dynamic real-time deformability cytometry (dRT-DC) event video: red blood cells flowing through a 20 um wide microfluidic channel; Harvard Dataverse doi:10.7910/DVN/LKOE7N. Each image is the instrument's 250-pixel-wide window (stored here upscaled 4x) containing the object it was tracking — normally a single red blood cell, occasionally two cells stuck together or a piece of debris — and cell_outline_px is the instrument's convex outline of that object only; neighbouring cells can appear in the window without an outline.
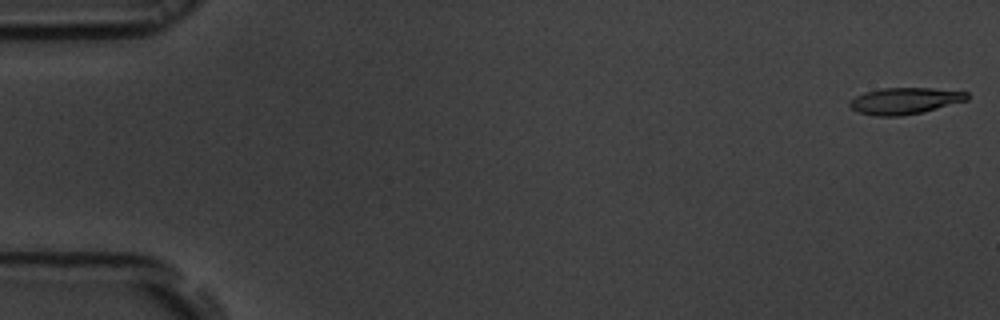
{"species": "common noctule bat (a hibernating species)", "species_latin": "Nyctalus noctula", "temperature_condition": "room temperature", "stored_images_in_passage": 55, "camera_frame_rate_fps": 3000, "um_per_image_px": 0.085, "animal": {"sex": "male", "body_mass_g": 19.5, "forearm_length_mm": 54.6}, "frame": {"image": 1, "passage_image": 1, "time_ms": 0.0, "image_size_px": [1000, 320], "cell_outline_px": [[968, 100], [920, 112], [900, 116], [876, 116], [860, 112], [852, 108], [848, 104], [856, 96], [864, 92], [884, 88], [932, 88], [968, 92]], "centroid_in_image_um": [76.91, 8.56], "position_along_channel_um": 8.1, "area_um2": 17.8}}
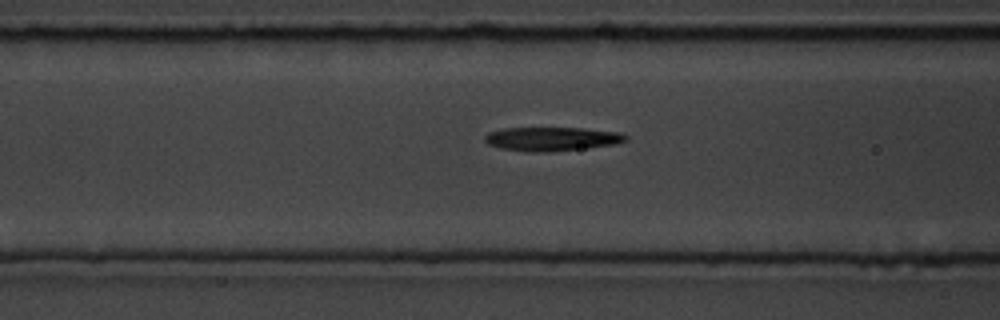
{"frame": {"image": 2, "passage_image": 22, "time_ms": 7.0, "image_size_px": [1000, 320], "cell_outline_px": [[628, 140], [616, 144], [588, 148], [548, 152], [528, 152], [500, 148], [488, 144], [484, 140], [484, 136], [488, 132], [504, 128], [580, 128], [620, 132], [628, 136]], "centroid_in_image_um": [46.91, 11.81], "position_along_channel_um": 119.7, "area_um2": 19.77}}
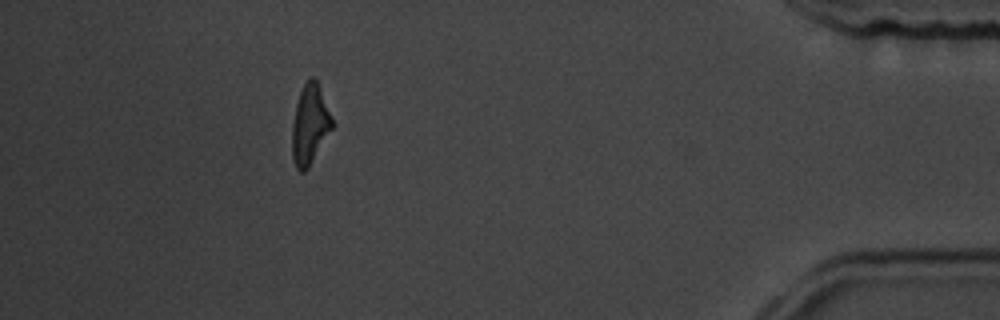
{"frame": {"image": 3, "passage_image": 50, "time_ms": 16.333, "image_size_px": [1000, 320], "cell_outline_px": [[336, 124], [308, 168], [304, 172], [300, 172], [296, 168], [292, 160], [292, 124], [296, 104], [300, 92], [304, 84], [312, 76], [316, 80]], "centroid_in_image_um": [26.35, 10.63], "position_along_channel_um": 408.8, "area_um2": 18.79}, "authors_computed_cell_mechanics": {"area_um2": 19.1896, "velocity_mm_per_s": 3.6841, "shape_relaxation_time_tau1_ms": 2.5435, "shape_relaxation_time_tau2_ms": 3.9815, "deformation_change_tau1": 0.1561, "deformation_change_tau2": 0.1634}}